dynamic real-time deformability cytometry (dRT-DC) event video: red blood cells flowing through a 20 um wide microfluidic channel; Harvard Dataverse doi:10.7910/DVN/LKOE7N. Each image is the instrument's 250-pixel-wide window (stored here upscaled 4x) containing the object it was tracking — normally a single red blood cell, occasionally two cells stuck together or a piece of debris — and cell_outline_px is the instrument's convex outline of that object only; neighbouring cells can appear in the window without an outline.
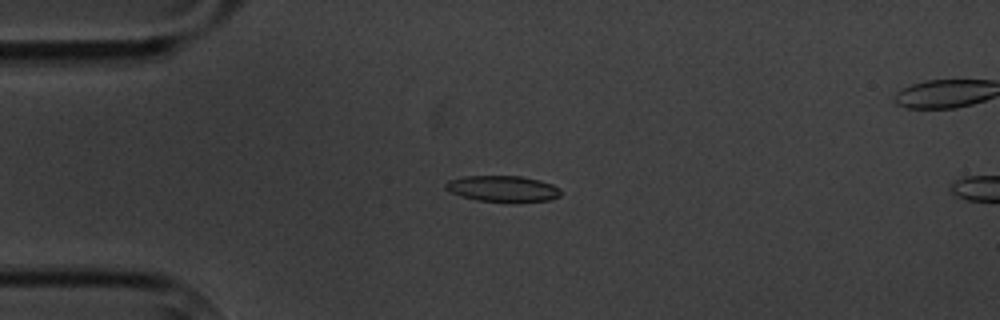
{"species": "common noctule bat (a hibernating species)", "species_latin": "Nyctalus noctula", "temperature_condition": "cold", "stored_images_in_passage": 6, "camera_frame_rate_fps": 3000, "um_per_image_px": 0.085, "animal": {"sex": "male", "body_mass_g": 20.1, "forearm_length_mm": 53.5}, "frame": {"image": 1, "passage_image": 5, "time_ms": 4.333, "image_size_px": [1000, 320], "cell_outline_px": [[560, 196], [548, 200], [476, 200], [460, 196], [448, 192], [444, 188], [444, 184], [448, 180], [464, 176], [520, 176], [540, 180], [552, 184], [560, 188]], "centroid_in_image_um": [42.66, 16.0], "position_along_channel_um": 42.3, "area_um2": 17.11}}